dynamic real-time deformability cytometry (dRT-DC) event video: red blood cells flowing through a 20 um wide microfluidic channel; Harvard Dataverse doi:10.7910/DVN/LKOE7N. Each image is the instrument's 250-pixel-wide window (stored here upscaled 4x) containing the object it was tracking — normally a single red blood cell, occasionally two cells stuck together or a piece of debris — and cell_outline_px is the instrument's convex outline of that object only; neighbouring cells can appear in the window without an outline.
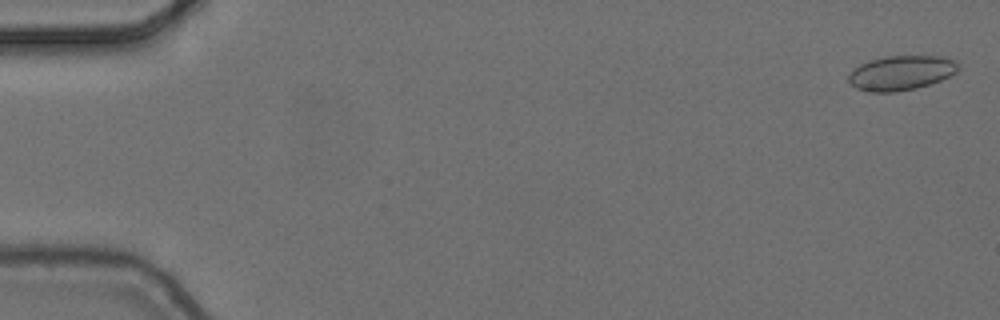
{"species": "common noctule bat (a hibernating species)", "species_latin": "Nyctalus noctula", "temperature_condition": "cold", "stored_images_in_passage": 4, "camera_frame_rate_fps": 3000, "um_per_image_px": 0.085, "animal": {"sex": "female", "body_mass_g": 24.6, "forearm_length_mm": 56.2}, "frame": {"image": 1, "passage_image": 1, "time_ms": 0.0, "image_size_px": [1000, 320], "cell_outline_px": [[960, 68], [956, 72], [940, 80], [916, 88], [896, 92], [872, 92], [856, 88], [848, 80], [848, 76], [860, 64], [868, 60], [884, 56], [944, 56], [956, 60], [960, 64]], "centroid_in_image_um": [76.63, 6.18], "position_along_channel_um": 8.4, "area_um2": 22.14}}
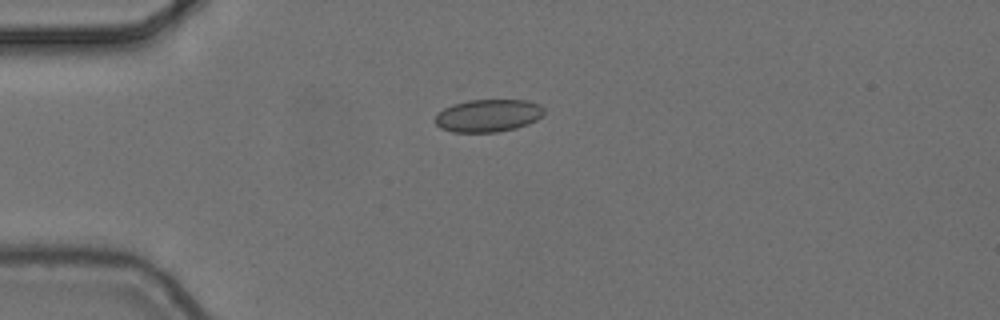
{"frame": {"image": 2, "passage_image": 4, "time_ms": 1.0, "image_size_px": [1000, 320], "cell_outline_px": [[544, 116], [528, 124], [516, 128], [496, 132], [452, 132], [440, 128], [432, 120], [444, 108], [452, 104], [468, 100], [528, 100], [540, 104], [544, 108]], "centroid_in_image_um": [41.5, 9.82], "position_along_channel_um": 43.5, "area_um2": 20.92}}